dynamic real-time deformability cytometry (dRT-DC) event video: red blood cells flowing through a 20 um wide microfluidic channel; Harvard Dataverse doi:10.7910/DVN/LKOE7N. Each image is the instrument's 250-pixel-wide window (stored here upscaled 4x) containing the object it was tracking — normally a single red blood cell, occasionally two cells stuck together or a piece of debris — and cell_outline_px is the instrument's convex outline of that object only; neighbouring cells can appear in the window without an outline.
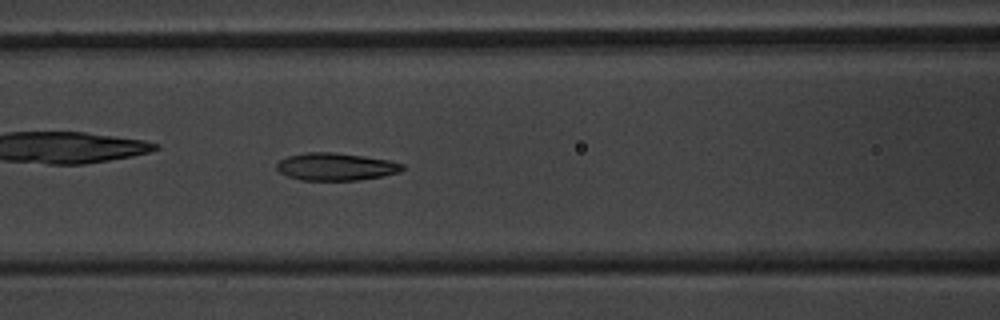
{"species": "common noctule bat (a hibernating species)", "species_latin": "Nyctalus noctula", "temperature_condition": "warm", "stored_images_in_passage": 53, "camera_frame_rate_fps": 3000, "um_per_image_px": 0.085, "animal": {"sex": "male", "body_mass_g": 20.1, "forearm_length_mm": 53.5}, "frame": {"image": 1, "passage_image": 23, "time_ms": 7.333, "image_size_px": [1000, 320], "cell_outline_px": [[404, 168], [400, 172], [360, 180], [300, 180], [288, 176], [280, 172], [276, 168], [276, 164], [280, 160], [288, 156], [308, 152], [332, 152], [388, 160], [404, 164]], "centroid_in_image_um": [28.52, 14.17], "position_along_channel_um": 138.1, "area_um2": 19.94}, "authors_computed_cell_mechanics": {"area_um2": 20.808, "velocity_mm_per_s": 3.7841, "shape_relaxation_time_tau1_ms": 3.186, "shape_relaxation_time_tau2_ms": 1.2886, "deformation_change_tau1": 0.1456, "deformation_change_tau2": 0.0768}}